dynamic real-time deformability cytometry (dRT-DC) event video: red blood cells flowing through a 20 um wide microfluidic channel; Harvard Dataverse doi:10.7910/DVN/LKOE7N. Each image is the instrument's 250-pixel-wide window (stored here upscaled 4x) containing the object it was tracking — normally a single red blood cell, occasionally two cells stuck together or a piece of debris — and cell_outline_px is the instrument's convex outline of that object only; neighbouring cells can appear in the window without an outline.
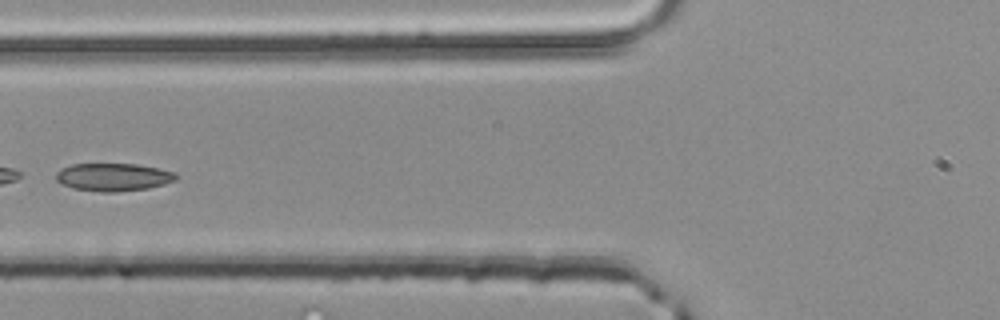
{"species": "common noctule bat (a hibernating species)", "species_latin": "Nyctalus noctula", "temperature_condition": "room temperature", "stored_images_in_passage": 4, "camera_frame_rate_fps": 3000, "um_per_image_px": 0.085, "animal": {"sex": "male", "body_mass_g": 20.4}, "frame": {"image": 1, "passage_image": 4, "time_ms": 1.0, "image_size_px": [1000, 320], "cell_outline_px": [[176, 180], [164, 184], [148, 188], [116, 192], [100, 192], [72, 188], [56, 180], [56, 172], [60, 168], [72, 164], [136, 164], [176, 172]], "centroid_in_image_um": [9.61, 15.05], "position_along_channel_um": 116.2, "area_um2": 19.42}}